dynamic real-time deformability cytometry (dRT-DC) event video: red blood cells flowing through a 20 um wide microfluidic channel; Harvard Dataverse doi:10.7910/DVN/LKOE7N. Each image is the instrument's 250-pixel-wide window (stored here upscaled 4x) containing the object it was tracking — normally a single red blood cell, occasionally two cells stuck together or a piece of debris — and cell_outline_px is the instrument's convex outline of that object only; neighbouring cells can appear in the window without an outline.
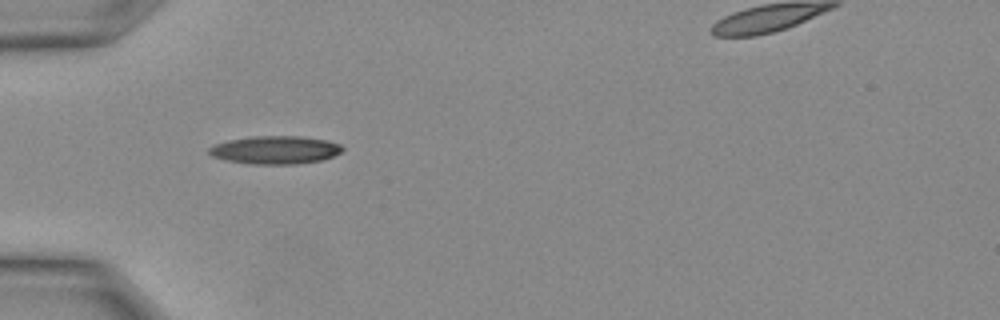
{"species": "Egyptian fruit bat (a non-hibernating species)", "species_latin": "Rousettus aegyptiacus", "temperature_condition": "warm", "stored_images_in_passage": 6, "camera_frame_rate_fps": 3000, "um_per_image_px": 0.085, "animal": {"sex": "female"}, "frame": {"image": 1, "passage_image": 1, "time_ms": 0.0, "image_size_px": [1000, 320], "cell_outline_px": [[344, 148], [340, 152], [332, 156], [320, 160], [296, 164], [252, 164], [224, 160], [212, 156], [208, 152], [208, 148], [216, 144], [228, 140], [252, 136], [304, 136], [324, 140], [340, 144]], "centroid_in_image_um": [23.36, 12.74], "position_along_channel_um": 61.6, "area_um2": 21.73}}
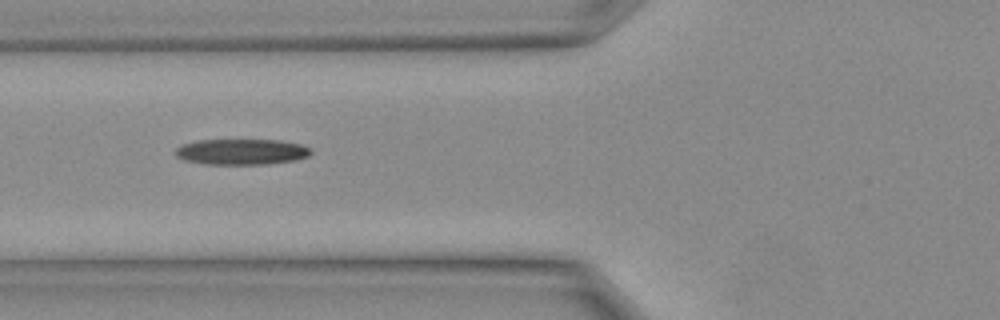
{"frame": {"image": 2, "passage_image": 3, "time_ms": 0.667, "image_size_px": [1000, 320], "cell_outline_px": [[312, 152], [308, 156], [296, 160], [268, 164], [208, 164], [184, 160], [176, 156], [176, 148], [184, 144], [196, 140], [280, 140], [300, 144], [308, 148]], "centroid_in_image_um": [20.54, 12.9], "position_along_channel_um": 105.3, "area_um2": 20.23}}